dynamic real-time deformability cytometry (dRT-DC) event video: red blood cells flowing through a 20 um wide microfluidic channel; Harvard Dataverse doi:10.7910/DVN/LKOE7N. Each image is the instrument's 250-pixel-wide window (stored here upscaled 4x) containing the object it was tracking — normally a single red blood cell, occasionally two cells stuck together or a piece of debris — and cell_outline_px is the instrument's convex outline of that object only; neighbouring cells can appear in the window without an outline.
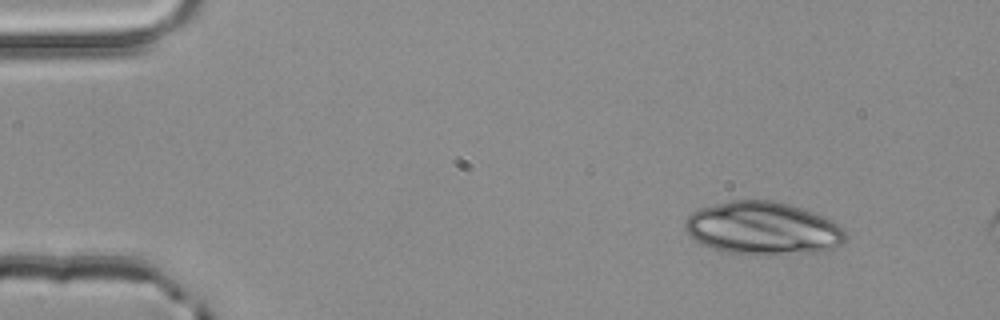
{"species": "common noctule bat (a hibernating species)", "species_latin": "Nyctalus noctula", "temperature_condition": "room temperature", "stored_images_in_passage": 4, "camera_frame_rate_fps": 3000, "um_per_image_px": 0.085, "animal": {"sex": "male", "body_mass_g": 20.4}, "frame": {"image": 1, "passage_image": 1, "time_ms": 0.0, "image_size_px": [1000, 320], "cell_outline_px": [[844, 240], [836, 248], [820, 252], [728, 252], [712, 248], [700, 244], [688, 236], [684, 228], [684, 220], [692, 212], [700, 208], [728, 200], [772, 200], [788, 204], [824, 216], [832, 220], [844, 232]], "centroid_in_image_um": [64.78, 19.37], "position_along_channel_um": 20.2, "area_um2": 48.61}}